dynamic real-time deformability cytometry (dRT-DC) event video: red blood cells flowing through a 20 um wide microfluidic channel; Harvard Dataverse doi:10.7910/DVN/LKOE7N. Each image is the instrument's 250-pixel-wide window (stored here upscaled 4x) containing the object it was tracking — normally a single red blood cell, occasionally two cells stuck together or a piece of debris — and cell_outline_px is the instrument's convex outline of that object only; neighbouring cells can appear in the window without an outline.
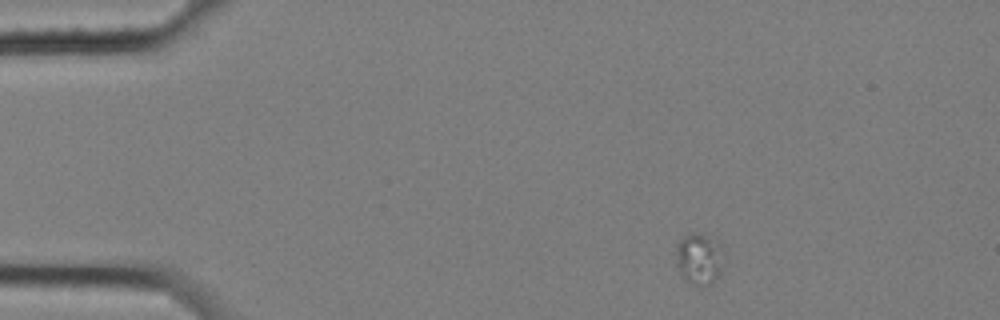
{"species": "common noctule bat (a hibernating species)", "species_latin": "Nyctalus noctula", "temperature_condition": "cold", "stored_images_in_passage": 6, "camera_frame_rate_fps": 3000, "um_per_image_px": 0.085, "animal": {"sex": "female", "body_mass_g": 25.1}, "frame": {"image": 1, "passage_image": 1, "time_ms": 0.0, "image_size_px": [1000, 320], "cell_outline_px": [[720, 272], [712, 284], [696, 284], [688, 280], [680, 272], [676, 264], [676, 244], [684, 236], [692, 232], [708, 236], [720, 240]], "centroid_in_image_um": [59.39, 21.94], "position_along_channel_um": 25.6, "area_um2": 13.81}}